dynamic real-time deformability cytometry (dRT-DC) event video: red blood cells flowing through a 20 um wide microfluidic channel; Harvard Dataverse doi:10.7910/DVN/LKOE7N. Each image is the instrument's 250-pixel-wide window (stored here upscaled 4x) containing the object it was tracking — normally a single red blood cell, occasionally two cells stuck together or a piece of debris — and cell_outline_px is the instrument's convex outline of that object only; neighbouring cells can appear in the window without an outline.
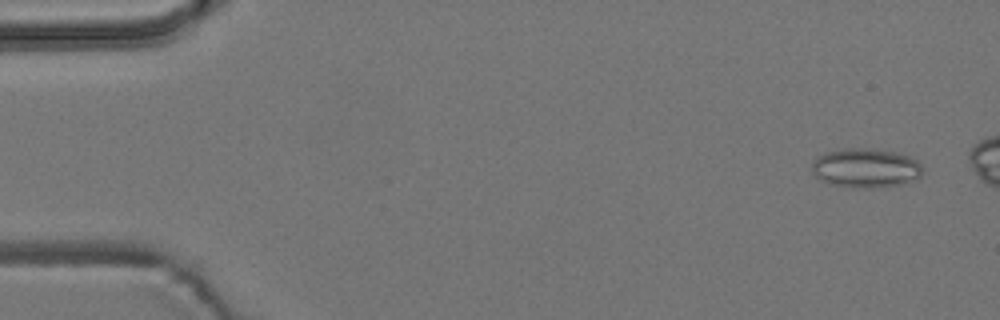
{"species": "common noctule bat (a hibernating species)", "species_latin": "Nyctalus noctula", "temperature_condition": "room temperature", "stored_images_in_passage": 5, "camera_frame_rate_fps": 3000, "um_per_image_px": 0.085, "animal": {"sex": "male", "body_mass_g": 19.2, "forearm_length_mm": 51.8}, "frame": {"image": 1, "passage_image": 5, "time_ms": 5.667, "image_size_px": [1000, 320], "cell_outline_px": [[924, 172], [916, 180], [900, 184], [872, 188], [852, 188], [828, 184], [820, 180], [812, 172], [812, 160], [816, 156], [824, 152], [840, 148], [872, 148], [896, 152], [908, 156], [916, 160], [924, 168]], "centroid_in_image_um": [73.56, 14.28], "position_along_channel_um": 11.4, "area_um2": 25.95}}